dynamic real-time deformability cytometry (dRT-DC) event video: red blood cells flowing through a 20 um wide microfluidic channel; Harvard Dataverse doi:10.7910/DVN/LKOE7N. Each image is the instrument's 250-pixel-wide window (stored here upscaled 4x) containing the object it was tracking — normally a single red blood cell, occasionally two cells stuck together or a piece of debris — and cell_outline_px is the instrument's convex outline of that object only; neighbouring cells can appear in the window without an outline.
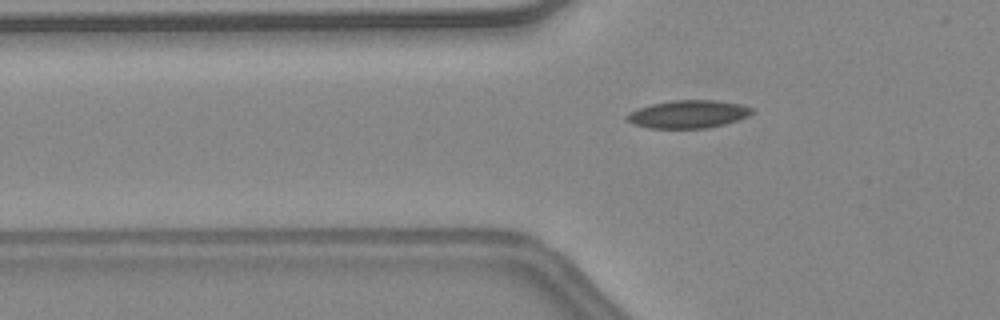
{"species": "common noctule bat (a hibernating species)", "species_latin": "Nyctalus noctula", "temperature_condition": "warm", "stored_images_in_passage": 36, "camera_frame_rate_fps": 3000, "um_per_image_px": 0.085, "animal": {"sex": "female", "body_mass_g": 24.6, "forearm_length_mm": 56.2}, "frame": {"image": 1, "passage_image": 6, "time_ms": 1.667, "image_size_px": [1000, 320], "cell_outline_px": [[752, 112], [748, 116], [724, 124], [708, 128], [648, 128], [632, 124], [624, 116], [628, 112], [636, 108], [652, 104], [672, 100], [716, 100], [740, 104], [752, 108]], "centroid_in_image_um": [58.44, 9.7], "position_along_channel_um": 67.4, "area_um2": 20.35}}